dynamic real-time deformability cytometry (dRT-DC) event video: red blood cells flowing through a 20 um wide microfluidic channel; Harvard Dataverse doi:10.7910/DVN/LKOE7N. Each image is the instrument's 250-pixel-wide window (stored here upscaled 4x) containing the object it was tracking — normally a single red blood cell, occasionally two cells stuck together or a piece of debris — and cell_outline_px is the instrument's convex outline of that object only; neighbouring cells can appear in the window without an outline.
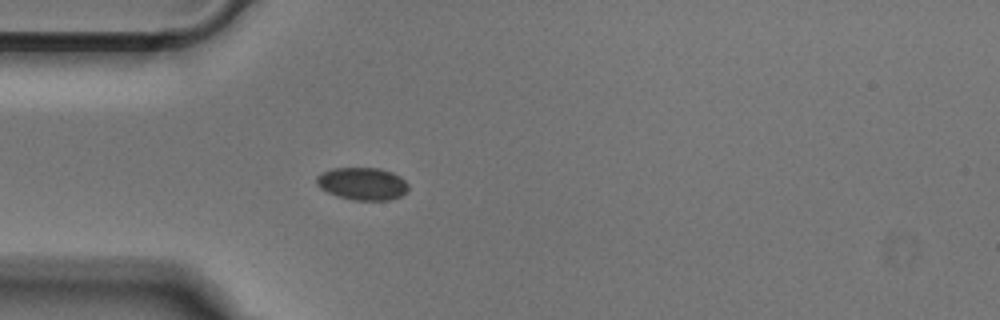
{"species": "Egyptian fruit bat (a non-hibernating species)", "species_latin": "Rousettus aegyptiacus", "temperature_condition": "cold", "stored_images_in_passage": 38, "camera_frame_rate_fps": 3000, "um_per_image_px": 0.085, "animal": {"sex": "male"}, "frame": {"image": 1, "passage_image": 1, "time_ms": 0.0, "image_size_px": [1000, 320], "cell_outline_px": [[408, 192], [400, 196], [388, 200], [352, 200], [328, 192], [320, 188], [316, 184], [316, 176], [320, 172], [332, 168], [380, 168], [392, 172], [400, 176], [408, 184]], "centroid_in_image_um": [30.8, 15.6], "position_along_channel_um": 54.2, "area_um2": 17.51}}
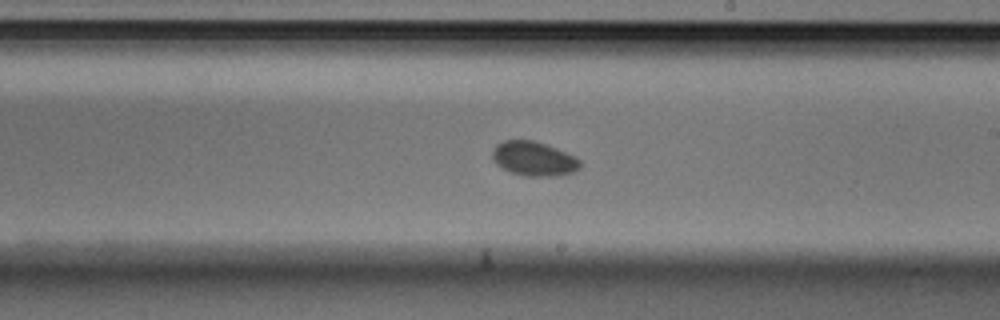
{"frame": {"image": 2, "passage_image": 16, "time_ms": 5.0, "image_size_px": [1000, 320], "cell_outline_px": [[580, 168], [572, 172], [556, 176], [524, 176], [512, 172], [496, 164], [492, 160], [492, 152], [496, 144], [504, 140], [532, 140], [556, 148], [576, 156], [580, 160]], "centroid_in_image_um": [45.37, 13.49], "position_along_channel_um": 243.6, "area_um2": 17.51}}
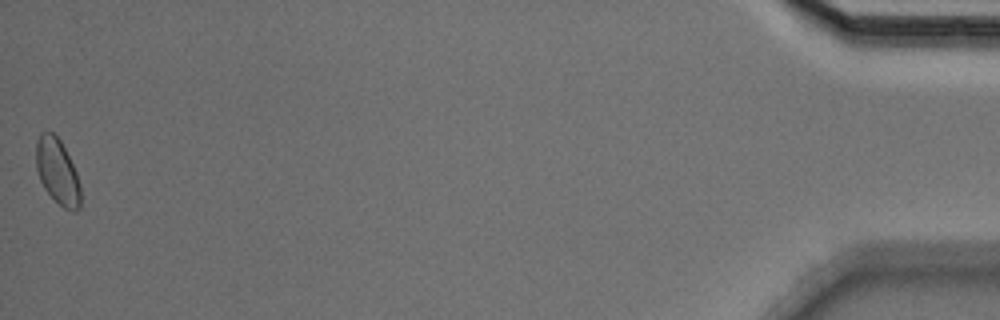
{"frame": {"image": 3, "passage_image": 38, "time_ms": 12.333, "image_size_px": [1000, 320], "cell_outline_px": [[80, 208], [76, 212], [72, 212], [64, 208], [44, 188], [40, 180], [36, 168], [36, 140], [40, 132], [52, 132], [60, 140], [76, 172], [80, 184]], "centroid_in_image_um": [4.87, 14.59], "position_along_channel_um": 430.3, "area_um2": 16.88}}